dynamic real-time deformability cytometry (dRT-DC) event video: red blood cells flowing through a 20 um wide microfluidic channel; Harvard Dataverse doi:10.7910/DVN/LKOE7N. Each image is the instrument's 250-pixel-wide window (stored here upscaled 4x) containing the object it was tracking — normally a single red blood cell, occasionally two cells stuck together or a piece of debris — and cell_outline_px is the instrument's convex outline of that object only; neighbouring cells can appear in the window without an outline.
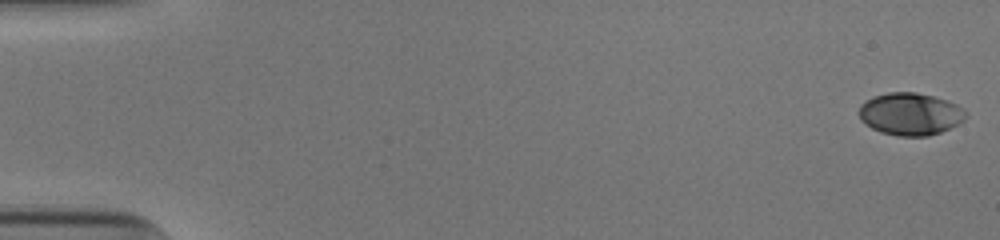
{"species": "human", "species_latin": "Homo sapiens", "temperature_condition": "cold", "stored_images_in_passage": 53, "camera_frame_rate_fps": 3000, "um_per_image_px": 0.085, "donor": {"sex": "male"}, "frame": {"image": 1, "passage_image": 1, "time_ms": 0.0, "image_size_px": [1000, 240], "cell_outline_px": [[964, 120], [940, 132], [928, 136], [896, 136], [880, 132], [872, 128], [860, 120], [860, 104], [872, 96], [888, 92], [916, 92], [932, 96], [956, 104], [964, 112]], "centroid_in_image_um": [77.31, 9.69], "position_along_channel_um": 7.7, "area_um2": 26.07}}
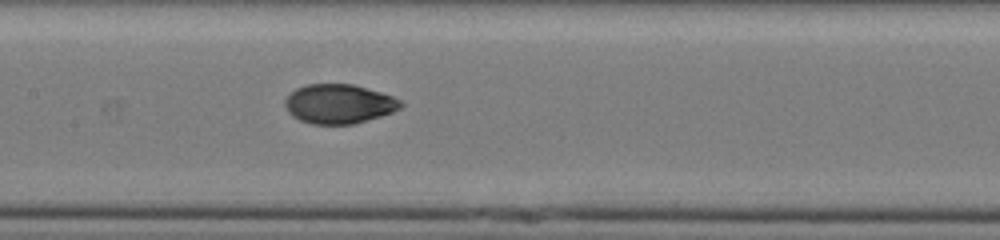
{"frame": {"image": 2, "passage_image": 27, "time_ms": 8.667, "image_size_px": [1000, 240], "cell_outline_px": [[404, 104], [400, 108], [392, 112], [380, 116], [352, 124], [312, 124], [300, 120], [292, 116], [288, 112], [284, 104], [284, 100], [296, 88], [304, 84], [352, 84], [380, 92], [392, 96], [400, 100]], "centroid_in_image_um": [28.78, 8.83], "position_along_channel_um": 178.6, "area_um2": 26.41}}
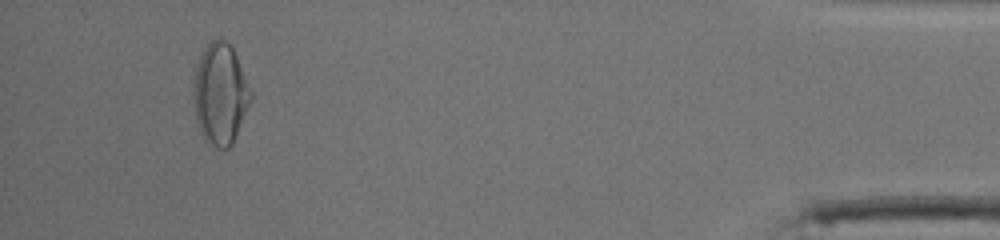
{"frame": {"image": 3, "passage_image": 50, "time_ms": 16.333, "image_size_px": [1000, 240], "cell_outline_px": [[252, 100], [232, 144], [228, 148], [216, 148], [204, 140], [200, 132], [196, 120], [192, 96], [196, 68], [200, 56], [204, 48], [212, 40], [220, 36], [232, 48], [236, 56], [252, 92]], "centroid_in_image_um": [18.71, 8.01], "position_along_channel_um": 416.5, "area_um2": 33.76}, "authors_computed_cell_mechanics": {"area_um2": 26.5302, "velocity_mm_per_s": 3.9294, "shape_relaxation_time_tau1_ms": 6.5844, "shape_relaxation_time_tau2_ms": 1.2396, "deformation_change_tau1": 0.2012, "deformation_change_tau2": 0.0401}}